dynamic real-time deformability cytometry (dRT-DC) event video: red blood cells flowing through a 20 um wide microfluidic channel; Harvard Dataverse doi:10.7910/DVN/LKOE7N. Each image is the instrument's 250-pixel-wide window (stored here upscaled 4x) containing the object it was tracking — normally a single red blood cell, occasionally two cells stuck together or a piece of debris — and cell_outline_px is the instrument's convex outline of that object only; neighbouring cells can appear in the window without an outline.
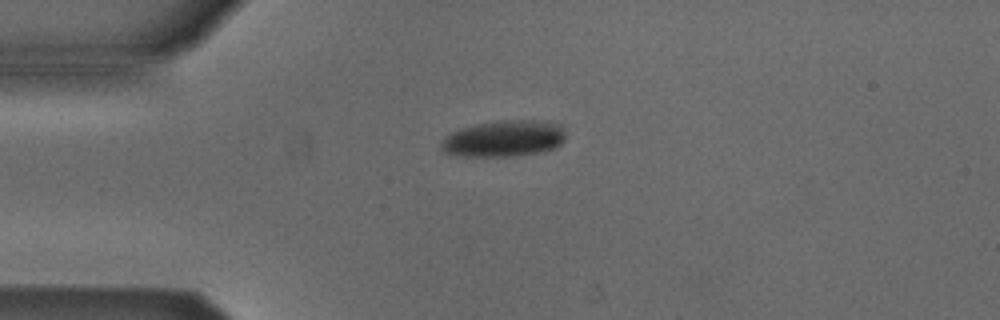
{"species": "Egyptian fruit bat (a non-hibernating species)", "species_latin": "Rousettus aegyptiacus", "temperature_condition": "cold", "stored_images_in_passage": 3, "camera_frame_rate_fps": 3000, "um_per_image_px": 0.085, "animal": {"sex": "male"}, "frame": {"image": 1, "passage_image": 1, "time_ms": 0.0, "image_size_px": [1000, 320], "cell_outline_px": [[564, 140], [560, 144], [544, 152], [512, 156], [464, 156], [444, 152], [440, 148], [440, 144], [452, 132], [460, 128], [480, 124], [504, 120], [548, 120], [560, 124], [564, 128]], "centroid_in_image_um": [42.89, 11.77], "position_along_channel_um": 42.1, "area_um2": 26.3}}
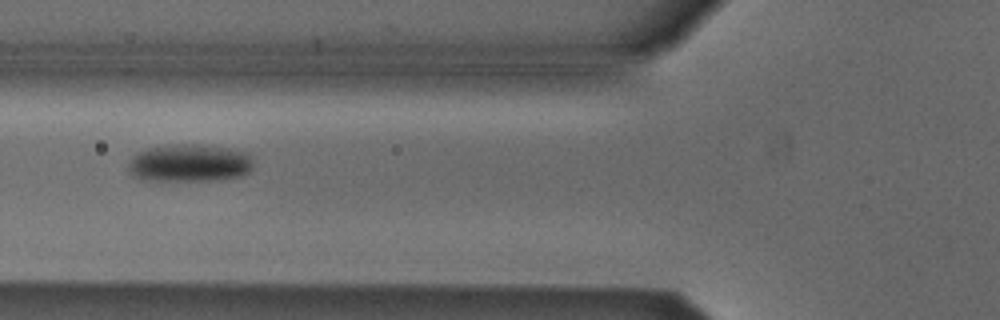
{"frame": {"image": 2, "passage_image": 3, "time_ms": 0.667, "image_size_px": [1000, 320], "cell_outline_px": [[252, 168], [244, 176], [216, 180], [148, 180], [136, 176], [128, 168], [128, 164], [132, 156], [136, 152], [148, 148], [176, 144], [200, 144], [228, 148], [248, 152], [252, 156]], "centroid_in_image_um": [16.16, 13.84], "position_along_channel_um": 109.6, "area_um2": 27.51}}